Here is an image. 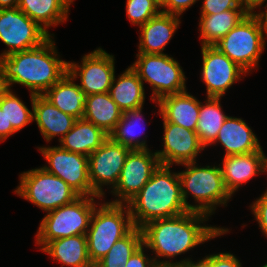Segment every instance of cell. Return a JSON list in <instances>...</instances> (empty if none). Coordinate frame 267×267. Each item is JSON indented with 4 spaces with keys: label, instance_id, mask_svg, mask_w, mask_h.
Returning <instances> with one entry per match:
<instances>
[{
    "label": "cell",
    "instance_id": "obj_34",
    "mask_svg": "<svg viewBox=\"0 0 267 267\" xmlns=\"http://www.w3.org/2000/svg\"><path fill=\"white\" fill-rule=\"evenodd\" d=\"M230 9H242L240 0H203L201 15H212Z\"/></svg>",
    "mask_w": 267,
    "mask_h": 267
},
{
    "label": "cell",
    "instance_id": "obj_4",
    "mask_svg": "<svg viewBox=\"0 0 267 267\" xmlns=\"http://www.w3.org/2000/svg\"><path fill=\"white\" fill-rule=\"evenodd\" d=\"M196 164L197 161L181 164L186 169L178 171L182 198L188 211L210 216L215 213L216 207L227 206L233 196L225 188L220 164L202 167ZM189 195L195 205L188 202Z\"/></svg>",
    "mask_w": 267,
    "mask_h": 267
},
{
    "label": "cell",
    "instance_id": "obj_1",
    "mask_svg": "<svg viewBox=\"0 0 267 267\" xmlns=\"http://www.w3.org/2000/svg\"><path fill=\"white\" fill-rule=\"evenodd\" d=\"M209 217L187 211L175 217L150 221L141 227L143 245L156 254L152 258L157 266L176 267V262L171 259L229 232L228 228L205 224ZM161 258L164 259L161 261Z\"/></svg>",
    "mask_w": 267,
    "mask_h": 267
},
{
    "label": "cell",
    "instance_id": "obj_35",
    "mask_svg": "<svg viewBox=\"0 0 267 267\" xmlns=\"http://www.w3.org/2000/svg\"><path fill=\"white\" fill-rule=\"evenodd\" d=\"M250 205L252 214L254 215L255 220L258 222L261 232L267 238V189Z\"/></svg>",
    "mask_w": 267,
    "mask_h": 267
},
{
    "label": "cell",
    "instance_id": "obj_43",
    "mask_svg": "<svg viewBox=\"0 0 267 267\" xmlns=\"http://www.w3.org/2000/svg\"><path fill=\"white\" fill-rule=\"evenodd\" d=\"M265 10H259L257 12V17L260 20L261 25L264 27L266 33H267V5L264 6Z\"/></svg>",
    "mask_w": 267,
    "mask_h": 267
},
{
    "label": "cell",
    "instance_id": "obj_2",
    "mask_svg": "<svg viewBox=\"0 0 267 267\" xmlns=\"http://www.w3.org/2000/svg\"><path fill=\"white\" fill-rule=\"evenodd\" d=\"M53 39L50 36L37 47L0 57L10 89L19 84L33 95H43L68 72V62L60 59Z\"/></svg>",
    "mask_w": 267,
    "mask_h": 267
},
{
    "label": "cell",
    "instance_id": "obj_36",
    "mask_svg": "<svg viewBox=\"0 0 267 267\" xmlns=\"http://www.w3.org/2000/svg\"><path fill=\"white\" fill-rule=\"evenodd\" d=\"M145 246L138 248L123 267H157L155 261L145 252Z\"/></svg>",
    "mask_w": 267,
    "mask_h": 267
},
{
    "label": "cell",
    "instance_id": "obj_20",
    "mask_svg": "<svg viewBox=\"0 0 267 267\" xmlns=\"http://www.w3.org/2000/svg\"><path fill=\"white\" fill-rule=\"evenodd\" d=\"M217 143H220L225 149L224 156L246 154L263 149L256 134L253 133L245 120L230 115L211 145Z\"/></svg>",
    "mask_w": 267,
    "mask_h": 267
},
{
    "label": "cell",
    "instance_id": "obj_44",
    "mask_svg": "<svg viewBox=\"0 0 267 267\" xmlns=\"http://www.w3.org/2000/svg\"><path fill=\"white\" fill-rule=\"evenodd\" d=\"M19 0H0V9L18 6Z\"/></svg>",
    "mask_w": 267,
    "mask_h": 267
},
{
    "label": "cell",
    "instance_id": "obj_23",
    "mask_svg": "<svg viewBox=\"0 0 267 267\" xmlns=\"http://www.w3.org/2000/svg\"><path fill=\"white\" fill-rule=\"evenodd\" d=\"M53 261L68 267H94L89 259L87 236L76 235L48 242L42 249Z\"/></svg>",
    "mask_w": 267,
    "mask_h": 267
},
{
    "label": "cell",
    "instance_id": "obj_7",
    "mask_svg": "<svg viewBox=\"0 0 267 267\" xmlns=\"http://www.w3.org/2000/svg\"><path fill=\"white\" fill-rule=\"evenodd\" d=\"M267 33L257 15L247 14L216 46L247 74L259 66Z\"/></svg>",
    "mask_w": 267,
    "mask_h": 267
},
{
    "label": "cell",
    "instance_id": "obj_31",
    "mask_svg": "<svg viewBox=\"0 0 267 267\" xmlns=\"http://www.w3.org/2000/svg\"><path fill=\"white\" fill-rule=\"evenodd\" d=\"M142 245V230L134 227L125 237L118 240L94 267H123L132 254Z\"/></svg>",
    "mask_w": 267,
    "mask_h": 267
},
{
    "label": "cell",
    "instance_id": "obj_11",
    "mask_svg": "<svg viewBox=\"0 0 267 267\" xmlns=\"http://www.w3.org/2000/svg\"><path fill=\"white\" fill-rule=\"evenodd\" d=\"M48 162L42 168L66 182L79 196H92L88 156L70 152L60 146L37 147Z\"/></svg>",
    "mask_w": 267,
    "mask_h": 267
},
{
    "label": "cell",
    "instance_id": "obj_19",
    "mask_svg": "<svg viewBox=\"0 0 267 267\" xmlns=\"http://www.w3.org/2000/svg\"><path fill=\"white\" fill-rule=\"evenodd\" d=\"M180 17L160 12L139 26L138 53L165 54L163 51L180 25Z\"/></svg>",
    "mask_w": 267,
    "mask_h": 267
},
{
    "label": "cell",
    "instance_id": "obj_38",
    "mask_svg": "<svg viewBox=\"0 0 267 267\" xmlns=\"http://www.w3.org/2000/svg\"><path fill=\"white\" fill-rule=\"evenodd\" d=\"M211 267H242V263L233 253L211 254Z\"/></svg>",
    "mask_w": 267,
    "mask_h": 267
},
{
    "label": "cell",
    "instance_id": "obj_25",
    "mask_svg": "<svg viewBox=\"0 0 267 267\" xmlns=\"http://www.w3.org/2000/svg\"><path fill=\"white\" fill-rule=\"evenodd\" d=\"M109 94L123 112L143 108L146 98L144 84L131 66L117 79L114 76Z\"/></svg>",
    "mask_w": 267,
    "mask_h": 267
},
{
    "label": "cell",
    "instance_id": "obj_6",
    "mask_svg": "<svg viewBox=\"0 0 267 267\" xmlns=\"http://www.w3.org/2000/svg\"><path fill=\"white\" fill-rule=\"evenodd\" d=\"M103 199L99 196H79L73 202L63 205L46 213L37 230L35 243L40 250L50 241L86 235L92 213Z\"/></svg>",
    "mask_w": 267,
    "mask_h": 267
},
{
    "label": "cell",
    "instance_id": "obj_16",
    "mask_svg": "<svg viewBox=\"0 0 267 267\" xmlns=\"http://www.w3.org/2000/svg\"><path fill=\"white\" fill-rule=\"evenodd\" d=\"M163 149L156 150L160 165H181L196 162L198 154L205 150L196 131L185 129L177 124L167 122L163 117Z\"/></svg>",
    "mask_w": 267,
    "mask_h": 267
},
{
    "label": "cell",
    "instance_id": "obj_46",
    "mask_svg": "<svg viewBox=\"0 0 267 267\" xmlns=\"http://www.w3.org/2000/svg\"><path fill=\"white\" fill-rule=\"evenodd\" d=\"M260 267H267V263H265L264 265L260 266Z\"/></svg>",
    "mask_w": 267,
    "mask_h": 267
},
{
    "label": "cell",
    "instance_id": "obj_12",
    "mask_svg": "<svg viewBox=\"0 0 267 267\" xmlns=\"http://www.w3.org/2000/svg\"><path fill=\"white\" fill-rule=\"evenodd\" d=\"M130 148L114 142L110 137L88 156L89 179L92 196L104 199V186L112 190L118 183Z\"/></svg>",
    "mask_w": 267,
    "mask_h": 267
},
{
    "label": "cell",
    "instance_id": "obj_21",
    "mask_svg": "<svg viewBox=\"0 0 267 267\" xmlns=\"http://www.w3.org/2000/svg\"><path fill=\"white\" fill-rule=\"evenodd\" d=\"M158 112L167 122L185 129L196 131L199 120L200 101L186 91L162 97L158 102Z\"/></svg>",
    "mask_w": 267,
    "mask_h": 267
},
{
    "label": "cell",
    "instance_id": "obj_5",
    "mask_svg": "<svg viewBox=\"0 0 267 267\" xmlns=\"http://www.w3.org/2000/svg\"><path fill=\"white\" fill-rule=\"evenodd\" d=\"M99 206V207H98ZM134 225L127 204L100 202L96 205L87 230L89 259L95 265Z\"/></svg>",
    "mask_w": 267,
    "mask_h": 267
},
{
    "label": "cell",
    "instance_id": "obj_13",
    "mask_svg": "<svg viewBox=\"0 0 267 267\" xmlns=\"http://www.w3.org/2000/svg\"><path fill=\"white\" fill-rule=\"evenodd\" d=\"M81 59L80 64L68 61V73L75 80L80 78L81 90L87 96L109 92L115 76L114 55L99 47Z\"/></svg>",
    "mask_w": 267,
    "mask_h": 267
},
{
    "label": "cell",
    "instance_id": "obj_8",
    "mask_svg": "<svg viewBox=\"0 0 267 267\" xmlns=\"http://www.w3.org/2000/svg\"><path fill=\"white\" fill-rule=\"evenodd\" d=\"M130 65L142 80L151 86V101H159L170 94L186 91L187 77L180 63L168 54L137 53Z\"/></svg>",
    "mask_w": 267,
    "mask_h": 267
},
{
    "label": "cell",
    "instance_id": "obj_10",
    "mask_svg": "<svg viewBox=\"0 0 267 267\" xmlns=\"http://www.w3.org/2000/svg\"><path fill=\"white\" fill-rule=\"evenodd\" d=\"M50 35L18 7L0 9V40L8 48L0 57L44 43Z\"/></svg>",
    "mask_w": 267,
    "mask_h": 267
},
{
    "label": "cell",
    "instance_id": "obj_28",
    "mask_svg": "<svg viewBox=\"0 0 267 267\" xmlns=\"http://www.w3.org/2000/svg\"><path fill=\"white\" fill-rule=\"evenodd\" d=\"M247 15L243 9H230L212 15H200L201 46H214Z\"/></svg>",
    "mask_w": 267,
    "mask_h": 267
},
{
    "label": "cell",
    "instance_id": "obj_33",
    "mask_svg": "<svg viewBox=\"0 0 267 267\" xmlns=\"http://www.w3.org/2000/svg\"><path fill=\"white\" fill-rule=\"evenodd\" d=\"M154 0H127L126 14L129 21L136 26L145 24L161 12Z\"/></svg>",
    "mask_w": 267,
    "mask_h": 267
},
{
    "label": "cell",
    "instance_id": "obj_15",
    "mask_svg": "<svg viewBox=\"0 0 267 267\" xmlns=\"http://www.w3.org/2000/svg\"><path fill=\"white\" fill-rule=\"evenodd\" d=\"M200 79L206 85L207 97H223L232 85L247 73L216 46H201Z\"/></svg>",
    "mask_w": 267,
    "mask_h": 267
},
{
    "label": "cell",
    "instance_id": "obj_18",
    "mask_svg": "<svg viewBox=\"0 0 267 267\" xmlns=\"http://www.w3.org/2000/svg\"><path fill=\"white\" fill-rule=\"evenodd\" d=\"M33 121L36 122L40 133L46 142L60 136V141L73 127L76 118L56 108L43 95L30 93Z\"/></svg>",
    "mask_w": 267,
    "mask_h": 267
},
{
    "label": "cell",
    "instance_id": "obj_41",
    "mask_svg": "<svg viewBox=\"0 0 267 267\" xmlns=\"http://www.w3.org/2000/svg\"><path fill=\"white\" fill-rule=\"evenodd\" d=\"M242 9L250 15L257 14L255 9H261L267 0H240Z\"/></svg>",
    "mask_w": 267,
    "mask_h": 267
},
{
    "label": "cell",
    "instance_id": "obj_26",
    "mask_svg": "<svg viewBox=\"0 0 267 267\" xmlns=\"http://www.w3.org/2000/svg\"><path fill=\"white\" fill-rule=\"evenodd\" d=\"M109 135L84 118L76 119L72 129L59 141L62 149L89 156Z\"/></svg>",
    "mask_w": 267,
    "mask_h": 267
},
{
    "label": "cell",
    "instance_id": "obj_37",
    "mask_svg": "<svg viewBox=\"0 0 267 267\" xmlns=\"http://www.w3.org/2000/svg\"><path fill=\"white\" fill-rule=\"evenodd\" d=\"M198 0H167L161 7V11L171 15L181 16L188 8L194 5Z\"/></svg>",
    "mask_w": 267,
    "mask_h": 267
},
{
    "label": "cell",
    "instance_id": "obj_27",
    "mask_svg": "<svg viewBox=\"0 0 267 267\" xmlns=\"http://www.w3.org/2000/svg\"><path fill=\"white\" fill-rule=\"evenodd\" d=\"M123 113L112 100L109 92L98 93L87 96L83 118L110 135Z\"/></svg>",
    "mask_w": 267,
    "mask_h": 267
},
{
    "label": "cell",
    "instance_id": "obj_17",
    "mask_svg": "<svg viewBox=\"0 0 267 267\" xmlns=\"http://www.w3.org/2000/svg\"><path fill=\"white\" fill-rule=\"evenodd\" d=\"M223 157L220 168L225 188L231 196L259 173H267V157L262 149Z\"/></svg>",
    "mask_w": 267,
    "mask_h": 267
},
{
    "label": "cell",
    "instance_id": "obj_22",
    "mask_svg": "<svg viewBox=\"0 0 267 267\" xmlns=\"http://www.w3.org/2000/svg\"><path fill=\"white\" fill-rule=\"evenodd\" d=\"M43 96L56 108L76 119L83 118L87 94L67 72Z\"/></svg>",
    "mask_w": 267,
    "mask_h": 267
},
{
    "label": "cell",
    "instance_id": "obj_9",
    "mask_svg": "<svg viewBox=\"0 0 267 267\" xmlns=\"http://www.w3.org/2000/svg\"><path fill=\"white\" fill-rule=\"evenodd\" d=\"M14 192L44 212L69 204L79 197L66 182L42 167L20 173L19 185Z\"/></svg>",
    "mask_w": 267,
    "mask_h": 267
},
{
    "label": "cell",
    "instance_id": "obj_14",
    "mask_svg": "<svg viewBox=\"0 0 267 267\" xmlns=\"http://www.w3.org/2000/svg\"><path fill=\"white\" fill-rule=\"evenodd\" d=\"M160 163L156 152L150 149L130 150L117 185L110 192L116 197L112 203L127 204L150 180Z\"/></svg>",
    "mask_w": 267,
    "mask_h": 267
},
{
    "label": "cell",
    "instance_id": "obj_40",
    "mask_svg": "<svg viewBox=\"0 0 267 267\" xmlns=\"http://www.w3.org/2000/svg\"><path fill=\"white\" fill-rule=\"evenodd\" d=\"M17 133L13 127H8V121L5 114V110L0 108V142H4L9 136Z\"/></svg>",
    "mask_w": 267,
    "mask_h": 267
},
{
    "label": "cell",
    "instance_id": "obj_24",
    "mask_svg": "<svg viewBox=\"0 0 267 267\" xmlns=\"http://www.w3.org/2000/svg\"><path fill=\"white\" fill-rule=\"evenodd\" d=\"M74 0H19L18 8L36 22L50 36L49 27H55L68 19Z\"/></svg>",
    "mask_w": 267,
    "mask_h": 267
},
{
    "label": "cell",
    "instance_id": "obj_3",
    "mask_svg": "<svg viewBox=\"0 0 267 267\" xmlns=\"http://www.w3.org/2000/svg\"><path fill=\"white\" fill-rule=\"evenodd\" d=\"M171 166L159 165L150 180L127 205L134 227L171 218L187 212L181 194L179 173L172 172Z\"/></svg>",
    "mask_w": 267,
    "mask_h": 267
},
{
    "label": "cell",
    "instance_id": "obj_29",
    "mask_svg": "<svg viewBox=\"0 0 267 267\" xmlns=\"http://www.w3.org/2000/svg\"><path fill=\"white\" fill-rule=\"evenodd\" d=\"M228 115L222 111L221 97H206L203 104L200 102L199 120L196 133L200 143L207 148L215 141L218 132Z\"/></svg>",
    "mask_w": 267,
    "mask_h": 267
},
{
    "label": "cell",
    "instance_id": "obj_32",
    "mask_svg": "<svg viewBox=\"0 0 267 267\" xmlns=\"http://www.w3.org/2000/svg\"><path fill=\"white\" fill-rule=\"evenodd\" d=\"M0 108L5 110L8 127H13L16 132L33 122V110L28 109L12 89L0 97Z\"/></svg>",
    "mask_w": 267,
    "mask_h": 267
},
{
    "label": "cell",
    "instance_id": "obj_30",
    "mask_svg": "<svg viewBox=\"0 0 267 267\" xmlns=\"http://www.w3.org/2000/svg\"><path fill=\"white\" fill-rule=\"evenodd\" d=\"M143 108L131 110L124 112L122 118L117 123L114 131L109 135V137L116 143L125 145L131 150L136 149H149L147 146V135L144 139H140L142 133L145 134V128L143 126ZM142 122V123H140ZM142 125L143 128H140ZM140 128V130H138ZM141 129L143 131H141Z\"/></svg>",
    "mask_w": 267,
    "mask_h": 267
},
{
    "label": "cell",
    "instance_id": "obj_39",
    "mask_svg": "<svg viewBox=\"0 0 267 267\" xmlns=\"http://www.w3.org/2000/svg\"><path fill=\"white\" fill-rule=\"evenodd\" d=\"M176 267H211V255H206L197 262L189 257L179 261L176 260Z\"/></svg>",
    "mask_w": 267,
    "mask_h": 267
},
{
    "label": "cell",
    "instance_id": "obj_42",
    "mask_svg": "<svg viewBox=\"0 0 267 267\" xmlns=\"http://www.w3.org/2000/svg\"><path fill=\"white\" fill-rule=\"evenodd\" d=\"M8 82L5 79L4 70L0 62V97L9 90Z\"/></svg>",
    "mask_w": 267,
    "mask_h": 267
},
{
    "label": "cell",
    "instance_id": "obj_45",
    "mask_svg": "<svg viewBox=\"0 0 267 267\" xmlns=\"http://www.w3.org/2000/svg\"><path fill=\"white\" fill-rule=\"evenodd\" d=\"M154 1L159 5L160 9L167 2V0H154Z\"/></svg>",
    "mask_w": 267,
    "mask_h": 267
}]
</instances>
